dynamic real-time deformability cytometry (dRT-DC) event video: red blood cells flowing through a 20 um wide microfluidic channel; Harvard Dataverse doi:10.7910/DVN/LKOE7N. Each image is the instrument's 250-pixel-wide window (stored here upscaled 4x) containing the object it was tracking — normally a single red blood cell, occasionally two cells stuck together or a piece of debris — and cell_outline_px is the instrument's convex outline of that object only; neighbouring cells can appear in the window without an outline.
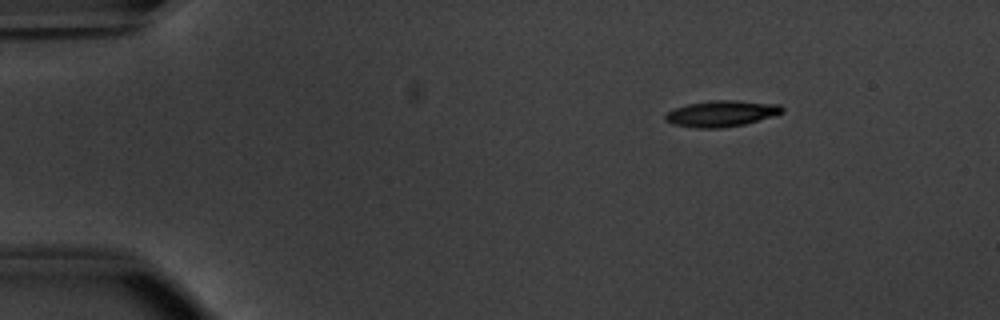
{"species": "common noctule bat (a hibernating species)", "species_latin": "Nyctalus noctula", "temperature_condition": "warm", "stored_images_in_passage": 46, "camera_frame_rate_fps": 3000, "um_per_image_px": 0.085, "animal": {"sex": "male", "body_mass_g": 20.1, "forearm_length_mm": 53.5}, "frame": {"image": 1, "passage_image": 1, "time_ms": 0.0, "image_size_px": [1000, 320], "cell_outline_px": [[784, 112], [772, 116], [744, 124], [724, 128], [696, 128], [672, 124], [664, 120], [664, 116], [668, 112], [676, 108], [688, 104], [712, 100], [736, 100], [780, 104], [784, 108]], "centroid_in_image_um": [61.33, 9.65], "position_along_channel_um": 23.7, "area_um2": 17.8}}
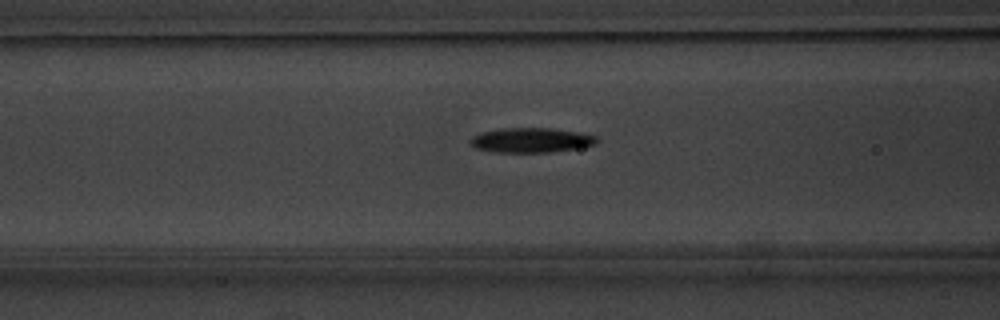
{"frame": {"image": 2, "passage_image": 15, "time_ms": 4.667, "image_size_px": [1000, 320], "cell_outline_px": [[596, 144], [576, 148], [548, 152], [496, 152], [476, 148], [468, 140], [472, 136], [480, 132], [504, 128], [552, 128], [580, 132], [596, 136]], "centroid_in_image_um": [45.12, 11.9], "position_along_channel_um": 121.5, "area_um2": 18.09}}
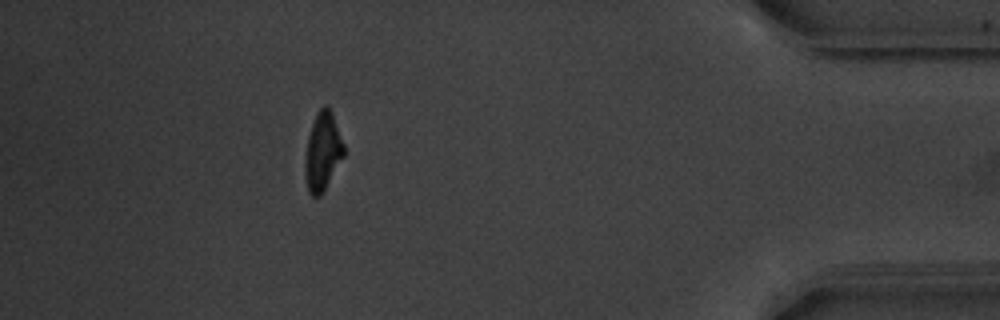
{"frame": {"image": 3, "passage_image": 41, "time_ms": 13.333, "image_size_px": [1000, 320], "cell_outline_px": [[344, 156], [324, 192], [320, 196], [312, 196], [308, 192], [304, 172], [304, 164], [308, 136], [316, 112], [324, 104], [328, 104], [332, 112], [344, 144]], "centroid_in_image_um": [27.42, 12.88], "position_along_channel_um": 407.8, "area_um2": 17.98}, "authors_computed_cell_mechanics": {"area_um2": 18.0914, "velocity_mm_per_s": 3.8424, "shape_relaxation_time_tau1_ms": 3.1439, "shape_relaxation_time_tau2_ms": 5.3181, "deformation_change_tau1": 0.1942, "deformation_change_tau2": 0.1484}}